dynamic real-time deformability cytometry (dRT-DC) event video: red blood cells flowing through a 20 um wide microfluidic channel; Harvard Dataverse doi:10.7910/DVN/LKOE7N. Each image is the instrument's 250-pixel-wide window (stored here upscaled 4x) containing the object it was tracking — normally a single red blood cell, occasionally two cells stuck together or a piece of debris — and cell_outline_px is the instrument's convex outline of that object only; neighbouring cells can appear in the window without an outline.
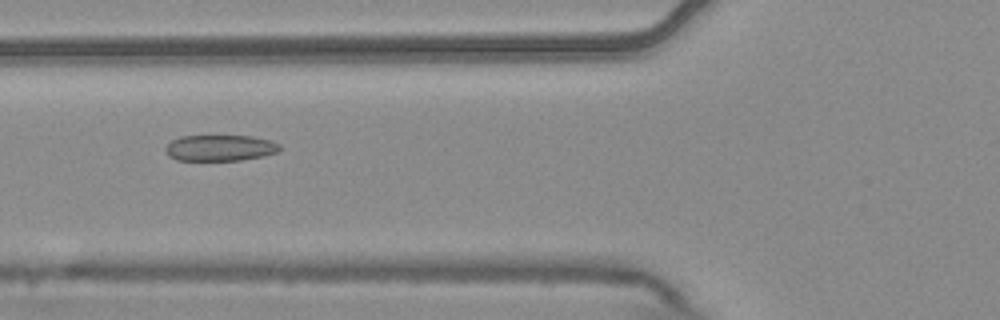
{"species": "common noctule bat (a hibernating species)", "species_latin": "Nyctalus noctula", "temperature_condition": "warm", "stored_images_in_passage": 6, "camera_frame_rate_fps": 3000, "um_per_image_px": 0.085, "animal": {"sex": "male", "body_mass_g": 20.4}, "frame": {"image": 1, "passage_image": 6, "time_ms": 1.667, "image_size_px": [1000, 320], "cell_outline_px": [[280, 148], [276, 152], [264, 156], [240, 160], [176, 160], [168, 156], [164, 148], [172, 140], [180, 136], [252, 136], [272, 140], [280, 144]], "centroid_in_image_um": [18.7, 12.57], "position_along_channel_um": 107.1, "area_um2": 17.4}}